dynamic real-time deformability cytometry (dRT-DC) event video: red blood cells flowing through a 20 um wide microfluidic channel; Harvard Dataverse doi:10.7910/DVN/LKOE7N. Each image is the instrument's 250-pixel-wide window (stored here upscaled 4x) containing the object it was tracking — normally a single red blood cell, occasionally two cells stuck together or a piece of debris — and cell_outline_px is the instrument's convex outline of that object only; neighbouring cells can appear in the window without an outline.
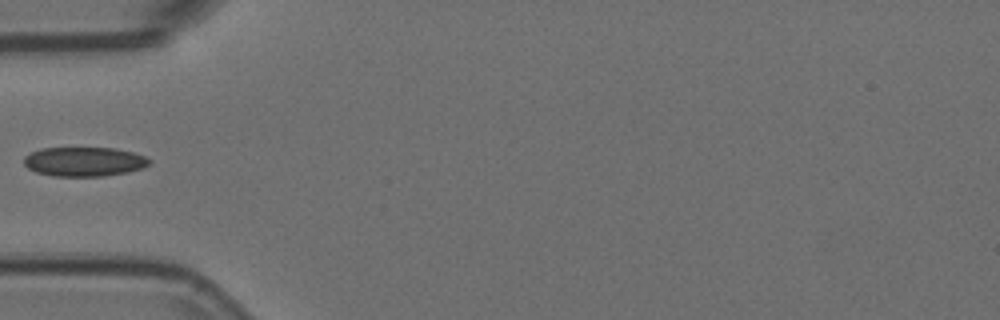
{"species": "Egyptian fruit bat (a non-hibernating species)", "species_latin": "Rousettus aegyptiacus", "temperature_condition": "room temperature", "stored_images_in_passage": 7, "camera_frame_rate_fps": 3000, "um_per_image_px": 0.085, "animal": {"sex": "female"}, "frame": {"image": 1, "passage_image": 5, "time_ms": 1.333, "image_size_px": [1000, 320], "cell_outline_px": [[152, 160], [144, 168], [128, 172], [104, 176], [52, 176], [36, 172], [28, 168], [24, 164], [24, 156], [40, 148], [116, 148], [132, 152], [144, 156]], "centroid_in_image_um": [7.16, 13.74], "position_along_channel_um": 77.8, "area_um2": 21.5}}
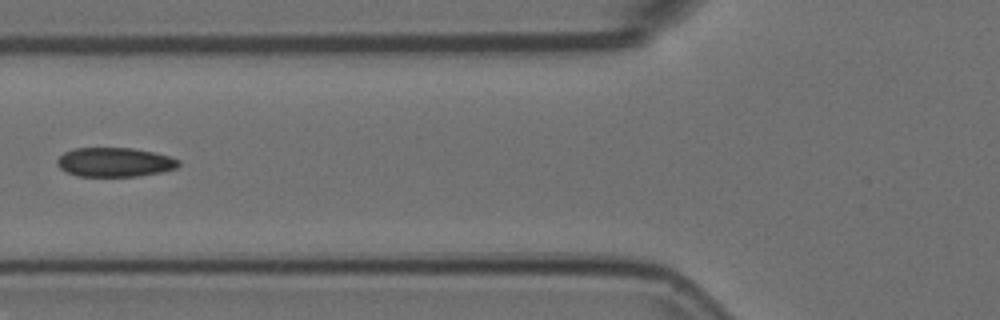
{"frame": {"image": 2, "passage_image": 6, "time_ms": 1.667, "image_size_px": [1000, 320], "cell_outline_px": [[180, 164], [176, 168], [160, 172], [140, 176], [76, 176], [60, 168], [56, 164], [56, 160], [64, 152], [72, 148], [132, 148], [152, 152], [168, 156], [180, 160]], "centroid_in_image_um": [9.72, 13.78], "position_along_channel_um": 116.1, "area_um2": 20.63}}
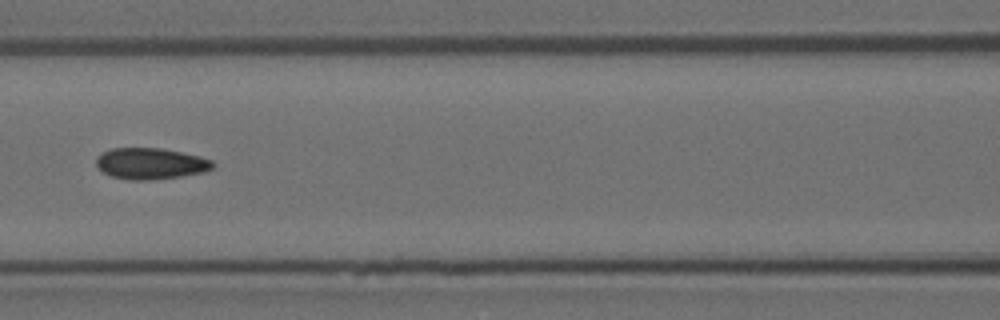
{"frame": {"image": 3, "passage_image": 7, "time_ms": 2.0, "image_size_px": [1000, 320], "cell_outline_px": [[216, 164], [212, 168], [204, 172], [180, 176], [152, 180], [128, 180], [112, 176], [104, 172], [96, 164], [96, 156], [100, 152], [112, 148], [160, 148], [200, 156], [212, 160]], "centroid_in_image_um": [12.79, 13.9], "position_along_channel_um": 153.8, "area_um2": 21.27}}